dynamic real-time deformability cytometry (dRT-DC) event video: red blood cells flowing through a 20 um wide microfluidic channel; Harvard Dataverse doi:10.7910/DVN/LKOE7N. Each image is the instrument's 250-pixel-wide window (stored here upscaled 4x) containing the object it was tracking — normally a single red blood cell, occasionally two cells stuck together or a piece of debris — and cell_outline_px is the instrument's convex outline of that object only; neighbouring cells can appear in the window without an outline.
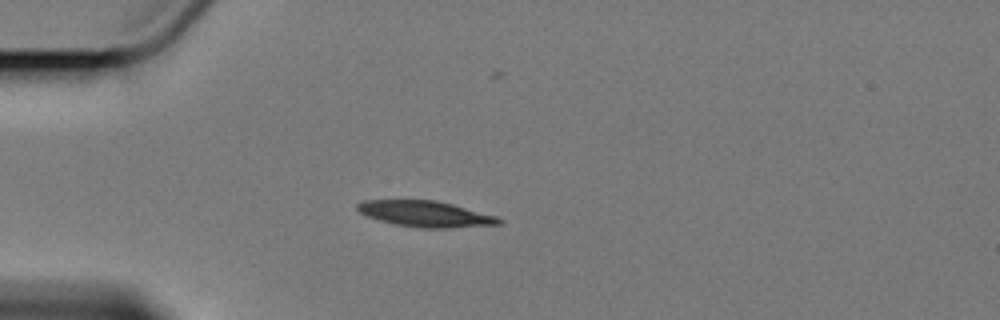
{"species": "Egyptian fruit bat (a non-hibernating species)", "species_latin": "Rousettus aegyptiacus", "temperature_condition": "cold", "stored_images_in_passage": 2, "camera_frame_rate_fps": 3000, "um_per_image_px": 0.085, "animal": {"sex": "female"}, "frame": {"image": 1, "passage_image": 1, "time_ms": 0.0, "image_size_px": [1000, 320], "cell_outline_px": [[504, 220], [500, 224], [448, 228], [420, 228], [396, 224], [380, 220], [368, 216], [360, 212], [356, 208], [356, 204], [364, 200], [436, 200], [452, 204], [496, 216]], "centroid_in_image_um": [36.17, 18.18], "position_along_channel_um": 48.8, "area_um2": 21.21}}